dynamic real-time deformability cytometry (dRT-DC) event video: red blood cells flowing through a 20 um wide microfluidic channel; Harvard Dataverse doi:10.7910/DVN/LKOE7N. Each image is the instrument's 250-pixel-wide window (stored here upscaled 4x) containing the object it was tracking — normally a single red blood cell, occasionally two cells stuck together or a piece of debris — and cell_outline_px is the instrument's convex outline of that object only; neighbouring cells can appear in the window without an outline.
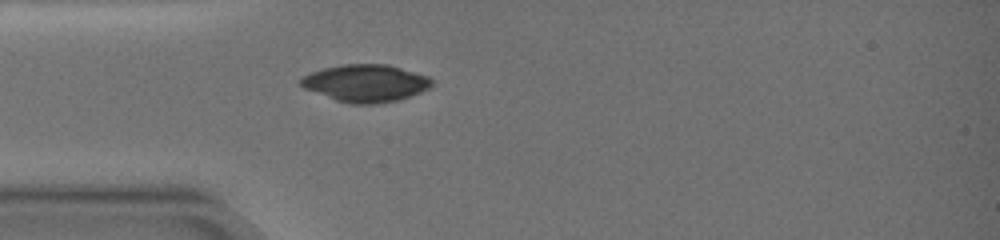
{"species": "common noctule bat (a hibernating species)", "species_latin": "Nyctalus noctula", "temperature_condition": "warm", "stored_images_in_passage": 1, "camera_frame_rate_fps": 3000, "um_per_image_px": 0.085, "animal": {"sex": "female", "body_mass_g": 19.0, "forearm_length_mm": 51.5}, "frame": {"image": 1, "passage_image": 1, "time_ms": 0.0, "image_size_px": [1000, 240], "cell_outline_px": [[432, 84], [428, 88], [420, 92], [396, 100], [376, 104], [348, 104], [336, 100], [304, 88], [300, 84], [300, 80], [308, 72], [340, 64], [388, 64], [428, 76], [432, 80]], "centroid_in_image_um": [31.05, 7.06], "position_along_channel_um": 53.9, "area_um2": 28.38}}